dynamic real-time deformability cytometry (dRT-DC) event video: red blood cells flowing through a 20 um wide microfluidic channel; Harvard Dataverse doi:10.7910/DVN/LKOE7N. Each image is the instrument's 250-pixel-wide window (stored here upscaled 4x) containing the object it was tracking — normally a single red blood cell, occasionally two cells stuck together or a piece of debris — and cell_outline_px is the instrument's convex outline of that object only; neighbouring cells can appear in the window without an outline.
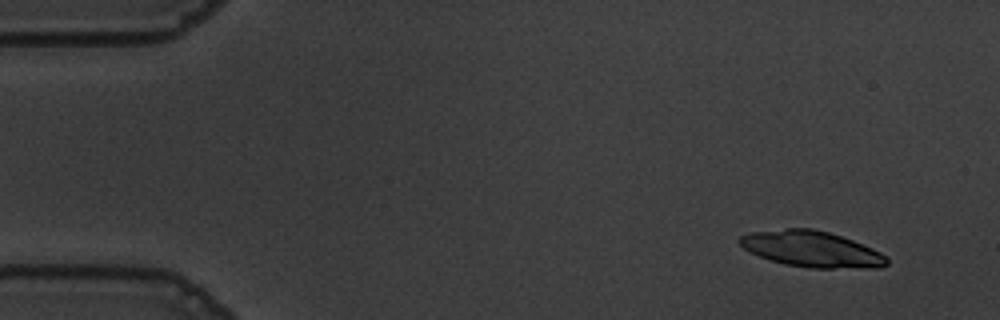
{"species": "common noctule bat (a hibernating species)", "species_latin": "Nyctalus noctula", "temperature_condition": "warm", "stored_images_in_passage": 19, "camera_frame_rate_fps": 3000, "um_per_image_px": 0.085, "animal": {"sex": "male", "body_mass_g": 19.5, "forearm_length_mm": 54.6}, "frame": {"image": 1, "passage_image": 1, "time_ms": 0.0, "image_size_px": [1000, 320], "cell_outline_px": [[888, 264], [880, 268], [808, 268], [784, 264], [760, 256], [744, 248], [736, 240], [740, 236], [752, 232], [784, 228], [812, 228], [828, 232], [852, 240], [872, 248], [888, 256]], "centroid_in_image_um": [69.01, 21.17], "position_along_channel_um": 16.0, "area_um2": 30.87}}